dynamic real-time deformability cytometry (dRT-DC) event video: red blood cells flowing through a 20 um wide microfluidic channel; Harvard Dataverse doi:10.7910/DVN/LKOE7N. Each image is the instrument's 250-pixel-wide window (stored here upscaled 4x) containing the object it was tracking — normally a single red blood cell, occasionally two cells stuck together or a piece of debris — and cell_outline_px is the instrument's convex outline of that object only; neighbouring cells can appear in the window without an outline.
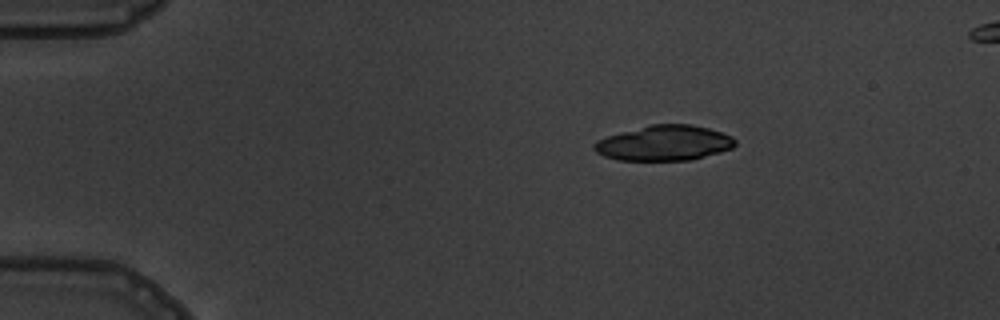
{"species": "common noctule bat (a hibernating species)", "species_latin": "Nyctalus noctula", "temperature_condition": "warm", "stored_images_in_passage": 4, "segment_of_instrument_passage": [1, 2], "camera_frame_rate_fps": 3000, "um_per_image_px": 0.085, "animal": {"sex": "male", "body_mass_g": 19.5, "forearm_length_mm": 54.6}, "frame": {"image": 1, "passage_image": 1, "time_ms": 0.0, "image_size_px": [1000, 320], "cell_outline_px": [[736, 144], [732, 148], [720, 152], [692, 160], [620, 160], [604, 156], [596, 152], [592, 148], [592, 144], [596, 140], [608, 136], [652, 124], [692, 124], [708, 128], [732, 136], [736, 140]], "centroid_in_image_um": [56.46, 12.16], "position_along_channel_um": 28.5, "area_um2": 28.84}}